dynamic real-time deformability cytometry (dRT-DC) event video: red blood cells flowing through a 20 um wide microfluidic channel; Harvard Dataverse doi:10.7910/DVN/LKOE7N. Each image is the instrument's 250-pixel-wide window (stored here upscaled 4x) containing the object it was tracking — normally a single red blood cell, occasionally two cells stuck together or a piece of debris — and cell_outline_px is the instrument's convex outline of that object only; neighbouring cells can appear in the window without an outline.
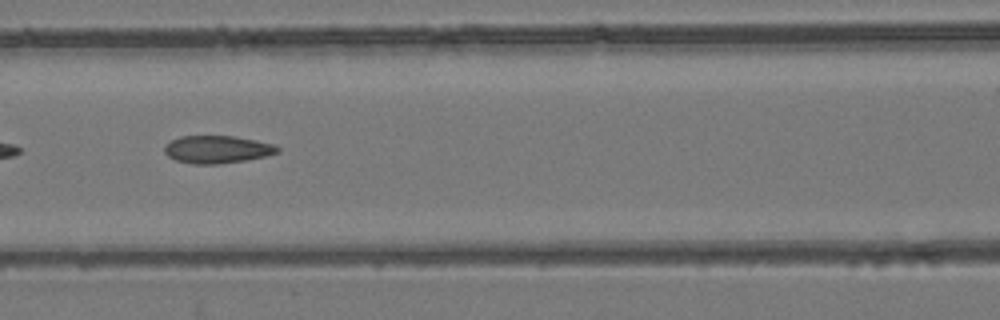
{"species": "common noctule bat (a hibernating species)", "species_latin": "Nyctalus noctula", "temperature_condition": "room temperature", "stored_images_in_passage": 37, "camera_frame_rate_fps": 3000, "um_per_image_px": 0.085, "animal": {"sex": "female", "body_mass_g": 24.6, "forearm_length_mm": 56.2}, "frame": {"image": 1, "passage_image": 7, "time_ms": 2.0, "image_size_px": [1000, 320], "cell_outline_px": [[280, 152], [264, 156], [244, 160], [216, 164], [192, 164], [176, 160], [168, 156], [164, 152], [164, 148], [172, 140], [180, 136], [232, 136], [256, 140], [276, 144], [280, 148]], "centroid_in_image_um": [18.48, 12.69], "position_along_channel_um": 148.1, "area_um2": 18.09}}
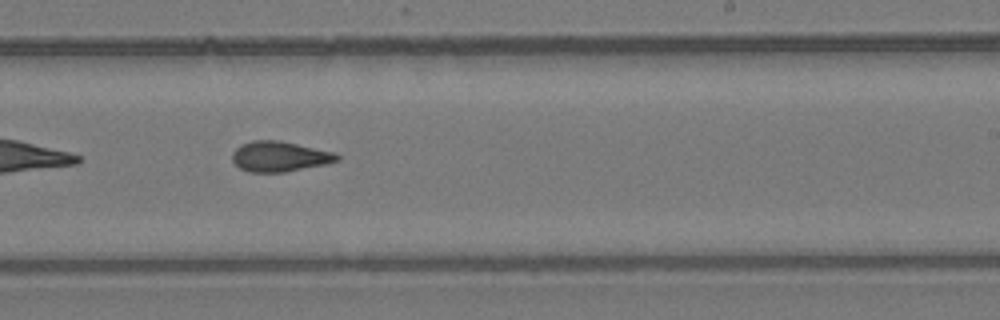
{"frame": {"image": 2, "passage_image": 16, "time_ms": 5.0, "image_size_px": [1000, 320], "cell_outline_px": [[340, 160], [328, 164], [284, 172], [248, 172], [240, 168], [232, 160], [232, 152], [240, 144], [252, 140], [280, 140], [336, 152], [340, 156]], "centroid_in_image_um": [23.79, 13.29], "position_along_channel_um": 265.2, "area_um2": 18.79}}
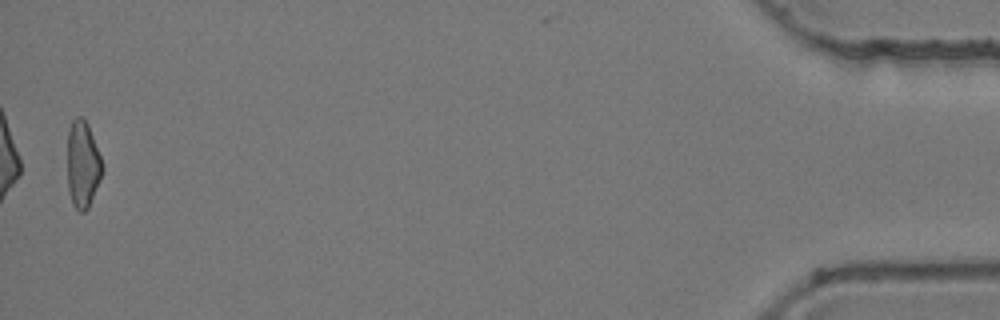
{"frame": {"image": 3, "passage_image": 36, "time_ms": 11.667, "image_size_px": [1000, 320], "cell_outline_px": [[104, 172], [88, 208], [84, 212], [80, 212], [72, 204], [68, 192], [68, 128], [72, 120], [76, 116], [84, 116], [88, 124], [100, 156], [104, 168]], "centroid_in_image_um": [7.03, 13.96], "position_along_channel_um": 428.2, "area_um2": 17.92}, "authors_computed_cell_mechanics": {"area_um2": 18.1492, "velocity_mm_per_s": 3.9157, "shape_relaxation_time_tau1_ms": 6.5652, "shape_relaxation_time_tau2_ms": 2.5748, "deformation_change_tau1": 0.1448, "deformation_change_tau2": 0.1066}}